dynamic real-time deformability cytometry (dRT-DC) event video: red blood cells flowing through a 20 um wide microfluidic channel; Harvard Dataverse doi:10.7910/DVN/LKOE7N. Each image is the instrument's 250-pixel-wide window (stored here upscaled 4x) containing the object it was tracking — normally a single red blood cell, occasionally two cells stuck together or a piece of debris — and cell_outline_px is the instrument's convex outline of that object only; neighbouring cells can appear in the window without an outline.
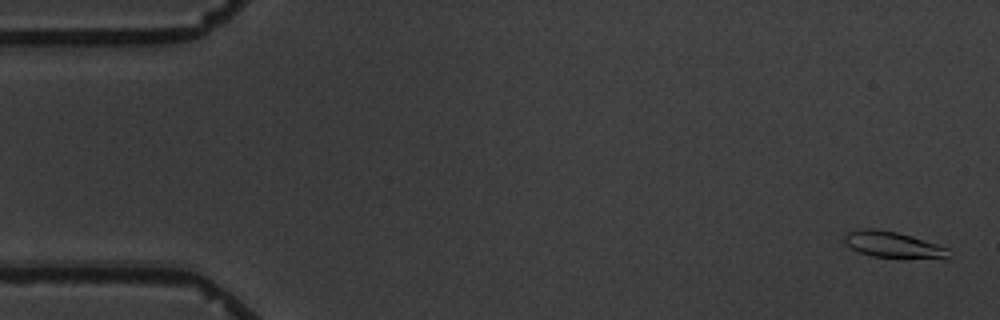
{"species": "common noctule bat (a hibernating species)", "species_latin": "Nyctalus noctula", "temperature_condition": "warm", "stored_images_in_passage": 5, "camera_frame_rate_fps": 3000, "um_per_image_px": 0.085, "animal": {"sex": "male", "body_mass_g": 19.5, "forearm_length_mm": 54.6}, "frame": {"image": 1, "passage_image": 1, "time_ms": 0.0, "image_size_px": [1000, 320], "cell_outline_px": [[952, 256], [948, 260], [944, 260], [872, 256], [860, 252], [844, 244], [844, 236], [848, 232], [856, 228], [872, 228], [896, 232], [912, 236], [948, 248]], "centroid_in_image_um": [75.98, 20.82], "position_along_channel_um": 9.0, "area_um2": 16.3}}